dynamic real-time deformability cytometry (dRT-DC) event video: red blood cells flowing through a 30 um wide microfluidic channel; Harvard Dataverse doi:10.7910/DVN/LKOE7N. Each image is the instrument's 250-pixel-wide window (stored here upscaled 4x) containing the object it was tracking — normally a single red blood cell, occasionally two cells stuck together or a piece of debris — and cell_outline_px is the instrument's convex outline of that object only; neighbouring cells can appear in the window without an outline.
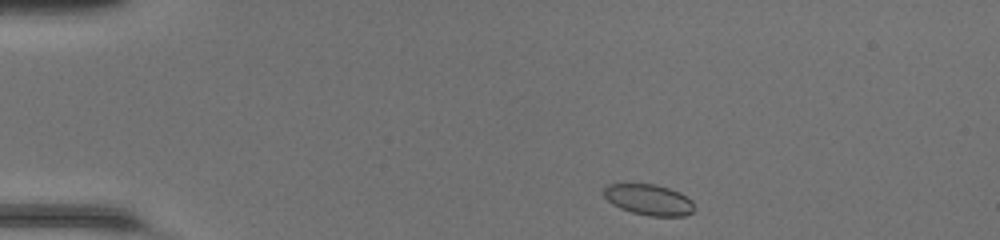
{"species": "common noctule bat (a hibernating species)", "species_latin": "Nyctalus noctula", "temperature_condition": "room temperature", "stored_images_in_passage": 41, "camera_frame_rate_fps": 3000, "um_per_image_px": 0.085, "animal": {"sex": "female", "body_mass_g": 20.0, "forearm_length_mm": 54.0}, "frame": {"image": 1, "passage_image": 1, "time_ms": 0.0, "image_size_px": [1000, 240], "cell_outline_px": [[696, 208], [692, 212], [684, 216], [648, 216], [632, 212], [620, 208], [612, 204], [604, 196], [604, 188], [608, 184], [656, 184], [680, 192], [692, 200]], "centroid_in_image_um": [55.18, 16.98], "position_along_channel_um": 29.8, "area_um2": 16.36}}
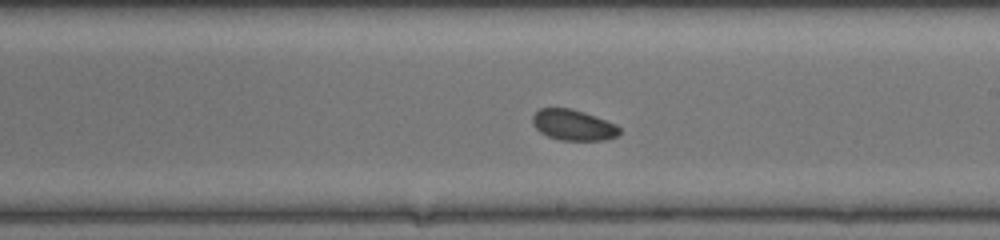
{"frame": {"image": 2, "passage_image": 21, "time_ms": 6.667, "image_size_px": [1000, 240], "cell_outline_px": [[620, 132], [616, 136], [604, 140], [560, 140], [548, 136], [540, 132], [532, 124], [532, 116], [540, 108], [568, 108], [584, 112], [616, 124], [620, 128]], "centroid_in_image_um": [48.71, 10.63], "position_along_channel_um": 240.3, "area_um2": 15.49}}
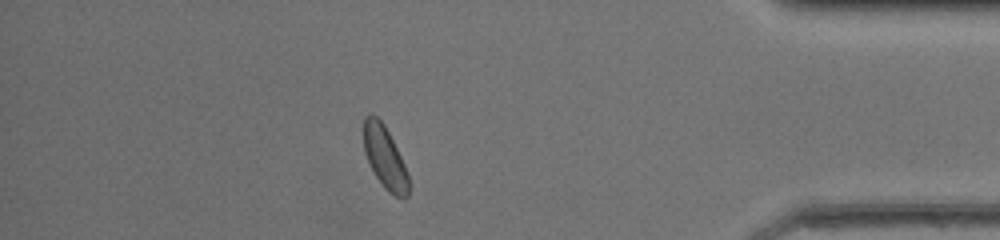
{"frame": {"image": 3, "passage_image": 35, "time_ms": 11.333, "image_size_px": [1000, 240], "cell_outline_px": [[408, 196], [404, 200], [388, 192], [384, 188], [376, 176], [364, 152], [364, 116], [368, 112], [372, 112], [384, 124], [408, 172]], "centroid_in_image_um": [32.7, 13.37], "position_along_channel_um": 402.5, "area_um2": 16.18}, "authors_computed_cell_mechanics": {"area_um2": 16.2996, "velocity_mm_per_s": 4.252, "shape_relaxation_time_tau1_ms": 2.7029, "shape_relaxation_time_tau2_ms": null, "deformation_change_tau1": 0.0563, "deformation_change_tau2": null}}